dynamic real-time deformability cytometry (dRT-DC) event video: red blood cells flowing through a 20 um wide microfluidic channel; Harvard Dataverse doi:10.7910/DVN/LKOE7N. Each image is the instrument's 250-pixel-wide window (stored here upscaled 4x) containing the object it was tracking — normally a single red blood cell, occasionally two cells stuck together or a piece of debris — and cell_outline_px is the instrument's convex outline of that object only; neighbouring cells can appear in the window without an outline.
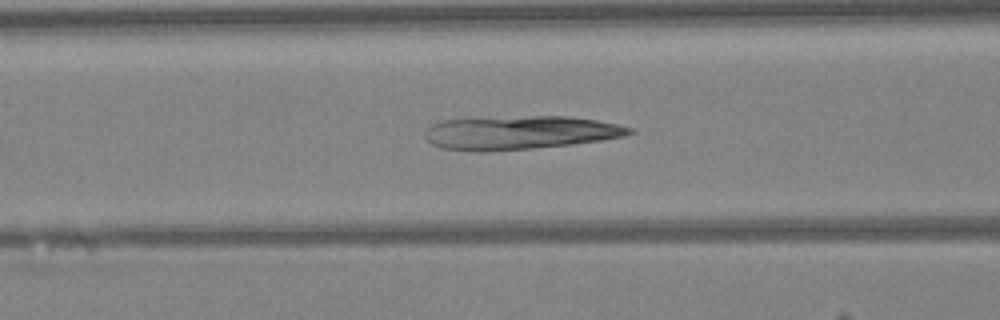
{"species": "Egyptian fruit bat (a non-hibernating species)", "species_latin": "Rousettus aegyptiacus", "temperature_condition": "warm", "stored_images_in_passage": 37, "camera_frame_rate_fps": 3000, "um_per_image_px": 0.085, "animal": {"sex": "female"}, "frame": {"image": 1, "passage_image": 11, "time_ms": 3.333, "image_size_px": [1000, 320], "cell_outline_px": [[636, 132], [624, 136], [600, 140], [568, 144], [532, 148], [484, 152], [476, 152], [440, 148], [432, 144], [424, 136], [424, 132], [432, 124], [444, 120], [532, 116], [568, 116], [596, 120], [616, 124], [632, 128]], "centroid_in_image_um": [44.16, 11.28], "position_along_channel_um": 122.4, "area_um2": 39.71}}
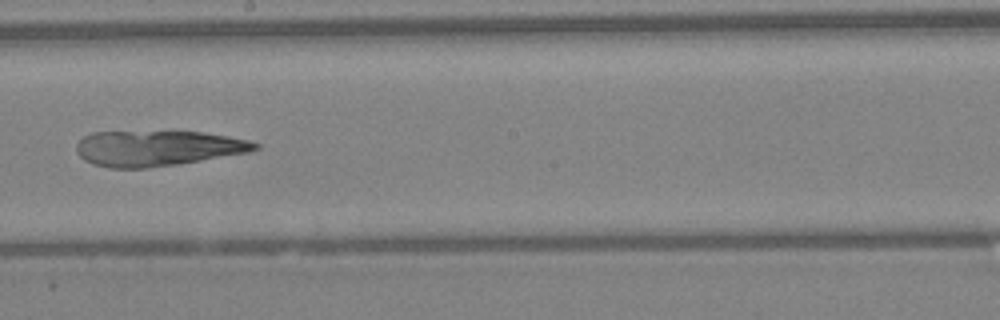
{"frame": {"image": 2, "passage_image": 19, "time_ms": 6.0, "image_size_px": [1000, 320], "cell_outline_px": [[260, 148], [248, 152], [176, 164], [148, 168], [108, 168], [92, 164], [84, 160], [76, 152], [76, 144], [84, 136], [92, 132], [204, 132], [228, 136], [248, 140], [260, 144]], "centroid_in_image_um": [13.36, 12.6], "position_along_channel_um": 234.8, "area_um2": 36.76}}
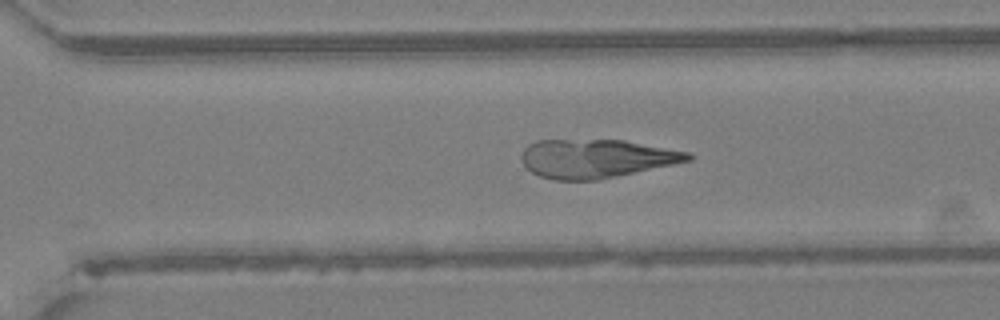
{"frame": {"image": 3, "passage_image": 25, "time_ms": 8.0, "image_size_px": [1000, 320], "cell_outline_px": [[692, 160], [616, 176], [596, 180], [556, 180], [540, 176], [532, 172], [520, 160], [520, 156], [524, 148], [528, 144], [536, 140], [624, 140], [688, 152], [692, 156]], "centroid_in_image_um": [50.63, 13.47], "position_along_channel_um": 320.0, "area_um2": 37.22}}